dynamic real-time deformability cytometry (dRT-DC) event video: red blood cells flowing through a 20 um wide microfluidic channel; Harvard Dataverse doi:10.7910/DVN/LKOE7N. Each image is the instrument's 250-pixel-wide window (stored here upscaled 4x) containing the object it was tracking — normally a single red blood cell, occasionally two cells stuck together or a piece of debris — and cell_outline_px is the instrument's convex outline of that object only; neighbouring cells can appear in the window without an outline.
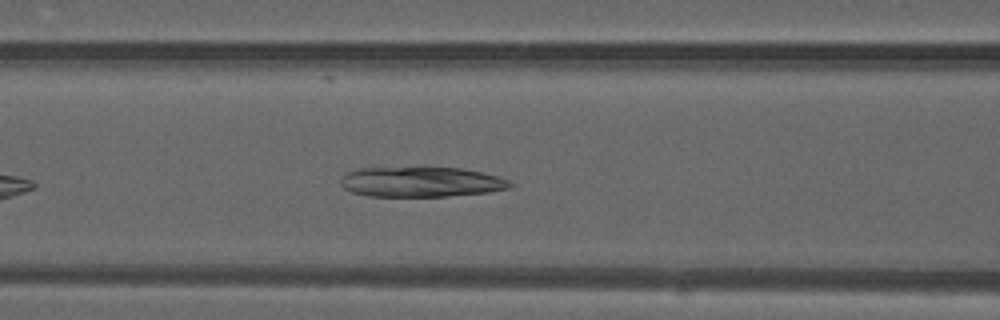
{"species": "common noctule bat (a hibernating species)", "species_latin": "Nyctalus noctula", "temperature_condition": "warm", "stored_images_in_passage": 32, "camera_frame_rate_fps": 3000, "um_per_image_px": 0.085, "animal": {"sex": "male", "forearm_length_mm": 52.5}, "frame": {"image": 1, "passage_image": 9, "time_ms": 2.667, "image_size_px": [1000, 320], "cell_outline_px": [[516, 184], [512, 188], [488, 192], [448, 196], [368, 196], [352, 192], [344, 188], [340, 184], [340, 180], [344, 172], [356, 168], [424, 164], [460, 168], [484, 172], [500, 176]], "centroid_in_image_um": [35.78, 15.4], "position_along_channel_um": 130.8, "area_um2": 31.5}}
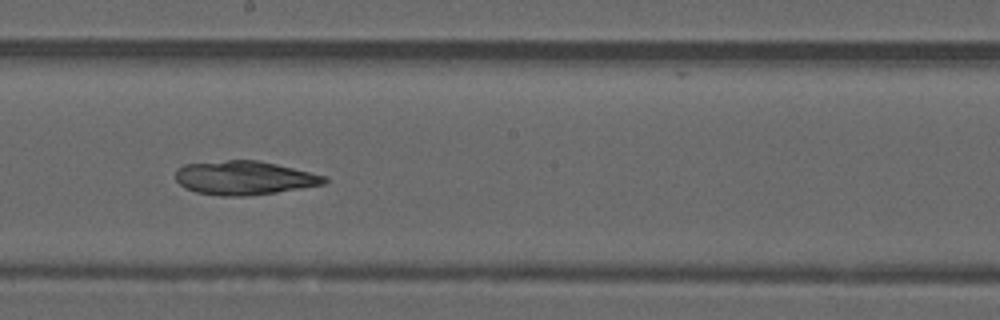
{"frame": {"image": 2, "passage_image": 16, "time_ms": 5.0, "image_size_px": [1000, 320], "cell_outline_px": [[328, 180], [324, 184], [276, 192], [248, 196], [220, 196], [196, 192], [184, 188], [176, 180], [176, 168], [184, 164], [228, 160], [260, 160], [328, 176]], "centroid_in_image_um": [20.75, 15.11], "position_along_channel_um": 227.4, "area_um2": 29.48}}
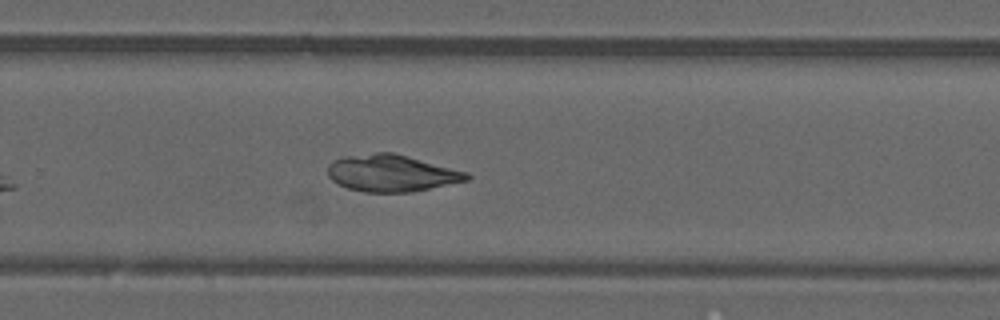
{"frame": {"image": 3, "passage_image": 21, "time_ms": 6.667, "image_size_px": [1000, 320], "cell_outline_px": [[472, 176], [468, 180], [412, 192], [364, 192], [348, 188], [332, 180], [328, 176], [328, 164], [332, 160], [344, 156], [376, 152], [392, 152], [408, 156], [468, 172]], "centroid_in_image_um": [33.27, 14.71], "position_along_channel_um": 296.5, "area_um2": 29.88}, "authors_computed_cell_mechanics": {"area_um2": 29.9982, "velocity_mm_per_s": 4.1533, "shape_relaxation_time_tau1_ms": null, "shape_relaxation_time_tau2_ms": 3.5096, "deformation_change_tau1": null, "deformation_change_tau2": 0.0624}}